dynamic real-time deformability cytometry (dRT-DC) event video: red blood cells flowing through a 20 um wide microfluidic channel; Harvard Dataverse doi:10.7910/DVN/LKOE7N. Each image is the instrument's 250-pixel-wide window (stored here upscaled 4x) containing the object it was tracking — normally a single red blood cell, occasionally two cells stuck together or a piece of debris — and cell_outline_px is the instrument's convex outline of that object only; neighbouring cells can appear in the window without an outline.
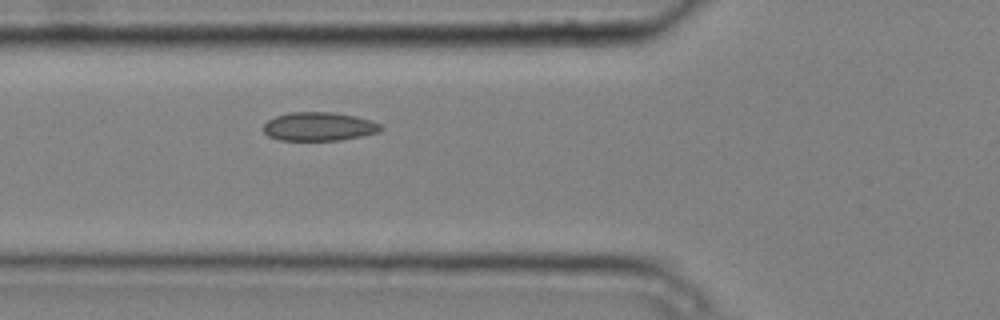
{"species": "common noctule bat (a hibernating species)", "species_latin": "Nyctalus noctula", "temperature_condition": "cold", "stored_images_in_passage": 2, "camera_frame_rate_fps": 3000, "um_per_image_px": 0.085, "animal": {"sex": "male", "body_mass_g": 20.4}, "frame": {"image": 1, "passage_image": 2, "time_ms": 0.333, "image_size_px": [1000, 320], "cell_outline_px": [[384, 128], [380, 132], [340, 140], [280, 140], [268, 136], [264, 132], [264, 124], [268, 120], [276, 116], [292, 112], [332, 112], [356, 116], [372, 120], [380, 124]], "centroid_in_image_um": [27.14, 10.75], "position_along_channel_um": 98.7, "area_um2": 19.59}}